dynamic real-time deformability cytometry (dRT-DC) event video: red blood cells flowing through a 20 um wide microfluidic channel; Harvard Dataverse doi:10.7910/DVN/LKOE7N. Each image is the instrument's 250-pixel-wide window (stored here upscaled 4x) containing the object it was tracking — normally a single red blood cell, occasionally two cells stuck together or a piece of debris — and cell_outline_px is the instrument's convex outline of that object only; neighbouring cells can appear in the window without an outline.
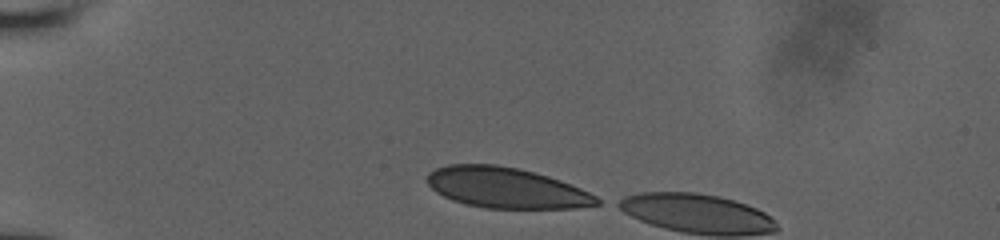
{"species": "human", "species_latin": "Homo sapiens", "temperature_condition": "room temperature", "stored_images_in_passage": 4, "camera_frame_rate_fps": 3000, "um_per_image_px": 0.085, "donor": {"sex": "male"}, "frame": {"image": 1, "passage_image": 1, "time_ms": 0.0, "image_size_px": [1000, 240], "cell_outline_px": [[604, 200], [600, 204], [576, 208], [484, 208], [452, 200], [436, 192], [428, 184], [428, 172], [436, 168], [448, 164], [496, 164], [520, 168], [548, 176], [560, 180], [580, 188]], "centroid_in_image_um": [43.04, 15.96], "position_along_channel_um": 42.0, "area_um2": 40.17}}